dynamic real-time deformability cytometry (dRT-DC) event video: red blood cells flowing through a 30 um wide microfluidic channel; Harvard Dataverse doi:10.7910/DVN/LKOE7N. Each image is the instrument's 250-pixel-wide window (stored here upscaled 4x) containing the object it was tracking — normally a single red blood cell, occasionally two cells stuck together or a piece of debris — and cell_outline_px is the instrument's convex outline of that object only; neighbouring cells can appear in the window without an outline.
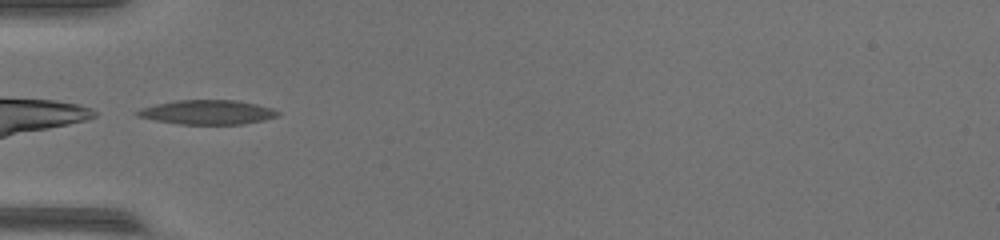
{"species": "common noctule bat (a hibernating species)", "species_latin": "Nyctalus noctula", "temperature_condition": "warm", "stored_images_in_passage": 30, "camera_frame_rate_fps": 3000, "um_per_image_px": 0.085, "animal": {"sex": "female", "body_mass_g": 17.0, "forearm_length_mm": 48.0}, "frame": {"image": 1, "passage_image": 1, "time_ms": 0.0, "image_size_px": [1000, 240], "cell_outline_px": [[280, 116], [264, 120], [244, 124], [180, 124], [156, 120], [136, 116], [132, 112], [140, 108], [156, 104], [176, 100], [236, 100], [256, 104], [272, 108], [280, 112]], "centroid_in_image_um": [17.63, 9.54], "position_along_channel_um": 67.4, "area_um2": 20.06}}
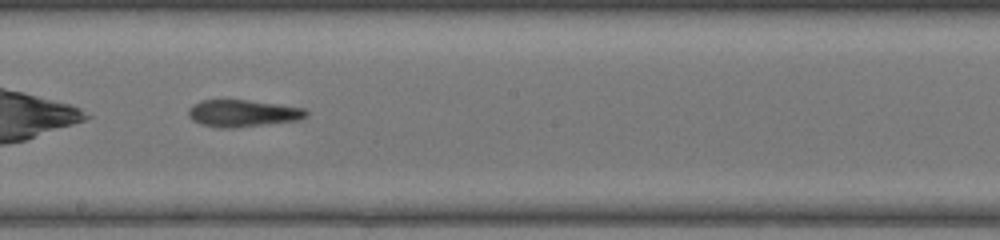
{"frame": {"image": 2, "passage_image": 13, "time_ms": 4.0, "image_size_px": [1000, 240], "cell_outline_px": [[308, 116], [300, 120], [232, 128], [220, 128], [200, 124], [192, 120], [188, 116], [188, 108], [192, 104], [200, 100], [248, 100], [280, 104], [304, 108], [308, 112]], "centroid_in_image_um": [20.62, 9.62], "position_along_channel_um": 227.6, "area_um2": 18.73}}
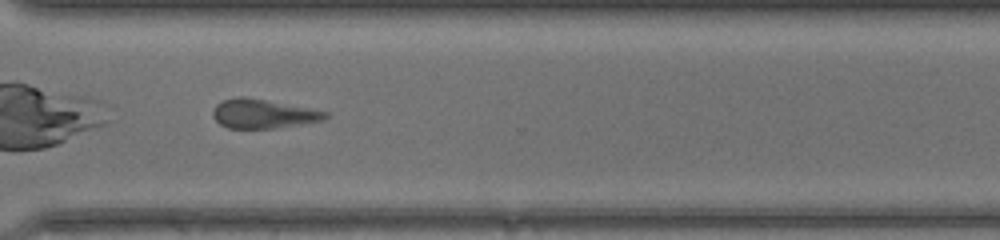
{"frame": {"image": 3, "passage_image": 22, "time_ms": 7.0, "image_size_px": [1000, 240], "cell_outline_px": [[328, 116], [324, 120], [276, 128], [228, 128], [220, 124], [212, 116], [212, 112], [216, 104], [224, 100], [236, 96], [244, 96], [308, 108], [328, 112]], "centroid_in_image_um": [22.33, 9.67], "position_along_channel_um": 348.3, "area_um2": 18.9}}